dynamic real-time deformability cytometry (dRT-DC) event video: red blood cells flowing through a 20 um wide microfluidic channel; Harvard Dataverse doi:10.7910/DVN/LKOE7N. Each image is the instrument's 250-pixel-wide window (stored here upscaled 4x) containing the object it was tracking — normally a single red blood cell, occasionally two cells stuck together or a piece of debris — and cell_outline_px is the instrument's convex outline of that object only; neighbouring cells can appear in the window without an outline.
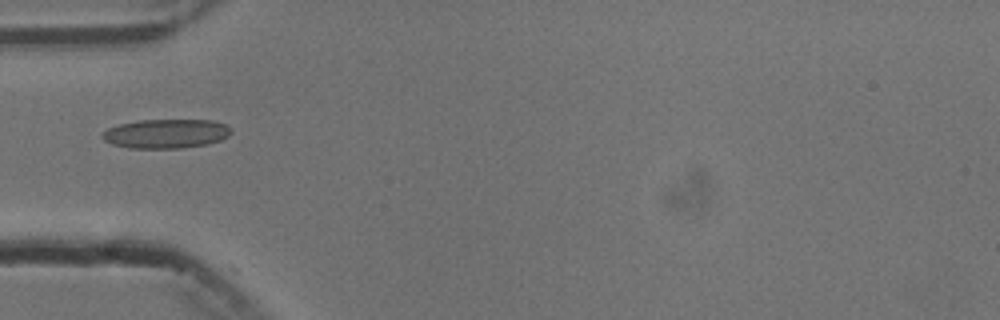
{"species": "common noctule bat (a hibernating species)", "species_latin": "Nyctalus noctula", "temperature_condition": "cold", "stored_images_in_passage": 38, "camera_frame_rate_fps": 3000, "um_per_image_px": 0.085, "animal": {"sex": "male", "body_mass_g": 13.3}, "frame": {"image": 1, "passage_image": 1, "time_ms": 0.0, "image_size_px": [1000, 320], "cell_outline_px": [[232, 132], [228, 136], [220, 140], [208, 144], [180, 148], [128, 148], [112, 144], [104, 140], [100, 136], [100, 132], [108, 128], [120, 124], [140, 120], [212, 120], [224, 124], [232, 128]], "centroid_in_image_um": [14.09, 11.36], "position_along_channel_um": 70.9, "area_um2": 22.02}}
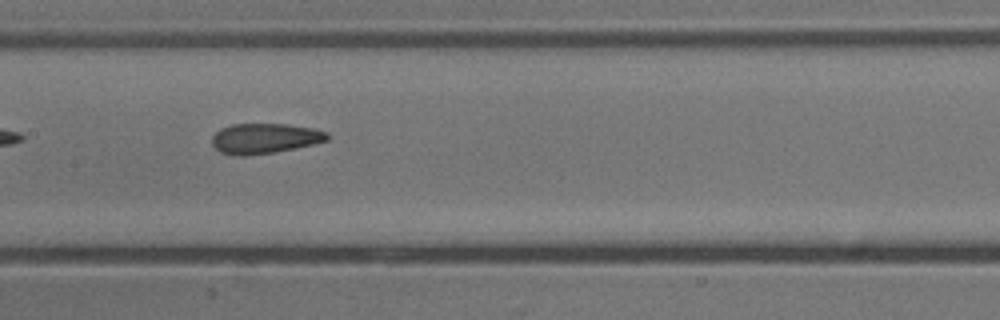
{"frame": {"image": 2, "passage_image": 10, "time_ms": 3.0, "image_size_px": [1000, 320], "cell_outline_px": [[332, 136], [328, 140], [316, 144], [276, 152], [244, 156], [236, 156], [220, 152], [212, 144], [212, 136], [220, 128], [232, 124], [288, 124], [312, 128], [328, 132]], "centroid_in_image_um": [22.53, 11.77], "position_along_channel_um": 184.9, "area_um2": 20.58}}
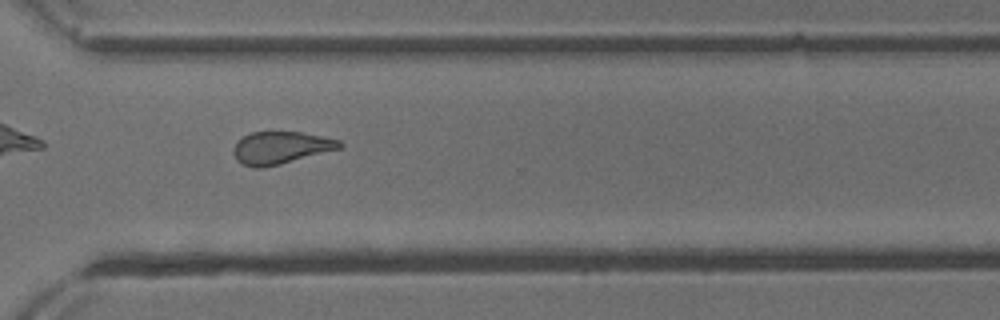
{"frame": {"image": 3, "passage_image": 23, "time_ms": 7.333, "image_size_px": [1000, 320], "cell_outline_px": [[344, 144], [340, 148], [280, 164], [260, 168], [252, 168], [236, 160], [232, 152], [232, 148], [244, 136], [252, 132], [300, 132], [340, 140]], "centroid_in_image_um": [23.83, 12.56], "position_along_channel_um": 346.8, "area_um2": 19.77}, "authors_computed_cell_mechanics": {"area_um2": 20.4612, "velocity_mm_per_s": 3.7464, "shape_relaxation_time_tau1_ms": 5.663, "shape_relaxation_time_tau2_ms": 1.7811, "deformation_change_tau1": 0.1335, "deformation_change_tau2": 0.092}}